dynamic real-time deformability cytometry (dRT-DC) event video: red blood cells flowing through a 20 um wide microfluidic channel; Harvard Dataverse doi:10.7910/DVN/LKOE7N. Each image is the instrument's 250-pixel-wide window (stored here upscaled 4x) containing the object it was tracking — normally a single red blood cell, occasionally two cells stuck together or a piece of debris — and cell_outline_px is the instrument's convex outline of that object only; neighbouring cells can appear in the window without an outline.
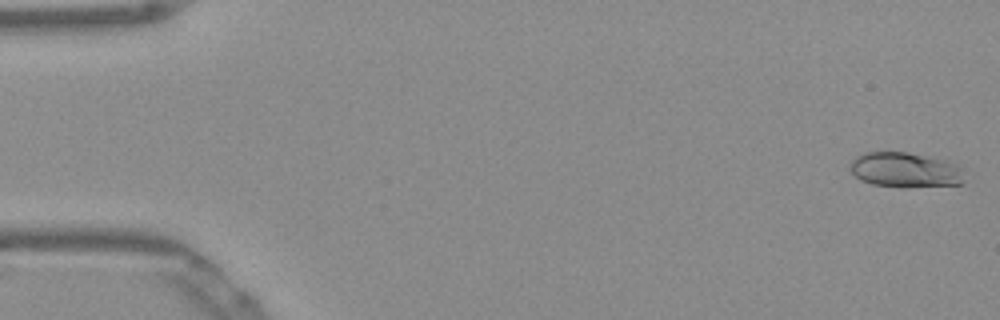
{"species": "Egyptian fruit bat (a non-hibernating species)", "species_latin": "Rousettus aegyptiacus", "temperature_condition": "warm", "stored_images_in_passage": 53, "segment_of_instrument_passage": [1, 2], "camera_frame_rate_fps": 3000, "um_per_image_px": 0.085, "frame": {"image": 1, "passage_image": 1, "time_ms": 0.0, "image_size_px": [1000, 320], "cell_outline_px": [[964, 184], [908, 188], [904, 188], [872, 184], [860, 180], [848, 168], [848, 164], [856, 156], [864, 152], [908, 152], [948, 160], [960, 164], [964, 180]], "centroid_in_image_um": [76.97, 14.45], "position_along_channel_um": 8.0, "area_um2": 23.99}}
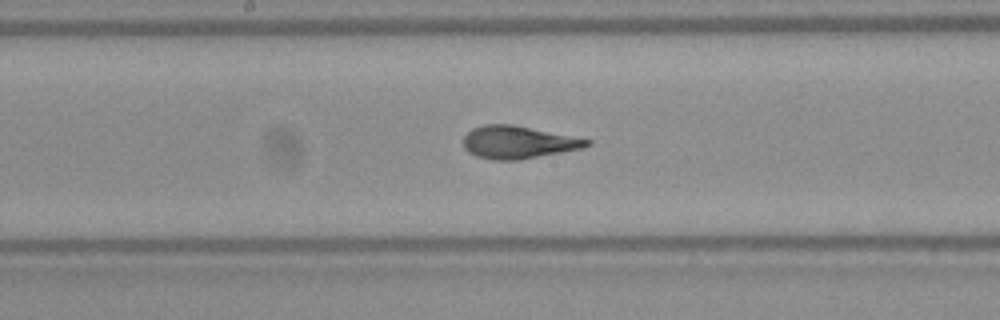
{"frame": {"image": 2, "passage_image": 27, "time_ms": 8.667, "image_size_px": [1000, 320], "cell_outline_px": [[592, 144], [580, 148], [560, 152], [516, 160], [492, 160], [476, 156], [468, 152], [464, 148], [464, 136], [472, 128], [484, 124], [512, 124], [592, 140]], "centroid_in_image_um": [44.0, 12.08], "position_along_channel_um": 204.2, "area_um2": 23.24}}
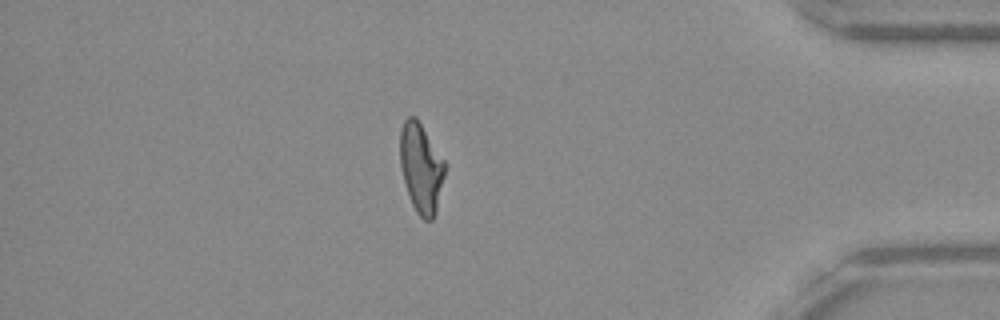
{"frame": {"image": 3, "passage_image": 45, "time_ms": 14.667, "image_size_px": [1000, 320], "cell_outline_px": [[448, 164], [436, 212], [432, 220], [424, 220], [416, 212], [412, 204], [404, 180], [400, 164], [400, 132], [404, 120], [408, 116], [416, 116]], "centroid_in_image_um": [35.83, 14.25], "position_along_channel_um": 399.4, "area_um2": 23.7}}